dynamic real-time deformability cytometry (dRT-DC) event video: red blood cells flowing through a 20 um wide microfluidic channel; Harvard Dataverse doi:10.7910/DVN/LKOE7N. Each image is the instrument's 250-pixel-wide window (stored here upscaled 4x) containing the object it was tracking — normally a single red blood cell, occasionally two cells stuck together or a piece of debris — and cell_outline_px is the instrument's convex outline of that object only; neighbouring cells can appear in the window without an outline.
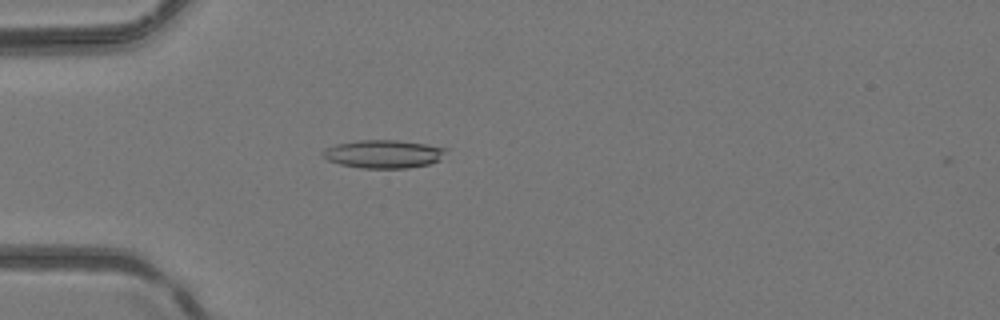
{"species": "common noctule bat (a hibernating species)", "species_latin": "Nyctalus noctula", "temperature_condition": "room temperature", "stored_images_in_passage": 4, "camera_frame_rate_fps": 3000, "um_per_image_px": 0.085, "animal": {"sex": "female", "body_mass_g": 24.6, "forearm_length_mm": 56.2}, "frame": {"image": 1, "passage_image": 4, "time_ms": 1.0, "image_size_px": [1000, 320], "cell_outline_px": [[448, 148], [440, 160], [428, 164], [408, 168], [360, 168], [340, 164], [328, 160], [320, 156], [320, 152], [324, 148], [336, 144], [360, 140], [396, 140], [424, 144]], "centroid_in_image_um": [32.55, 13.09], "position_along_channel_um": 52.5, "area_um2": 20.29}}